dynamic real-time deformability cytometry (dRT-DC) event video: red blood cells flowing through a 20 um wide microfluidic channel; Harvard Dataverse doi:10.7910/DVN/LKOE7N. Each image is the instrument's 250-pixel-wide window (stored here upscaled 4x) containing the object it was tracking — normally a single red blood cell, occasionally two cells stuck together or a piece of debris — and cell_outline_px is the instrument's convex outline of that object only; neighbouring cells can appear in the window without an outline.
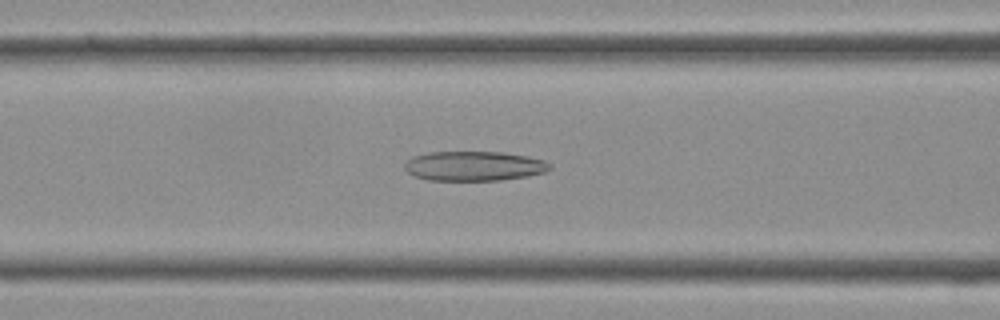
{"species": "Egyptian fruit bat (a non-hibernating species)", "species_latin": "Rousettus aegyptiacus", "temperature_condition": "cold", "stored_images_in_passage": 40, "camera_frame_rate_fps": 3000, "um_per_image_px": 0.085, "frame": {"image": 1, "passage_image": 16, "time_ms": 5.0, "image_size_px": [1000, 320], "cell_outline_px": [[552, 168], [544, 172], [528, 176], [500, 180], [428, 180], [416, 176], [408, 172], [404, 168], [404, 164], [412, 156], [428, 152], [504, 152], [528, 156], [544, 160], [552, 164]], "centroid_in_image_um": [40.31, 14.1], "position_along_channel_um": 126.3, "area_um2": 25.14}}
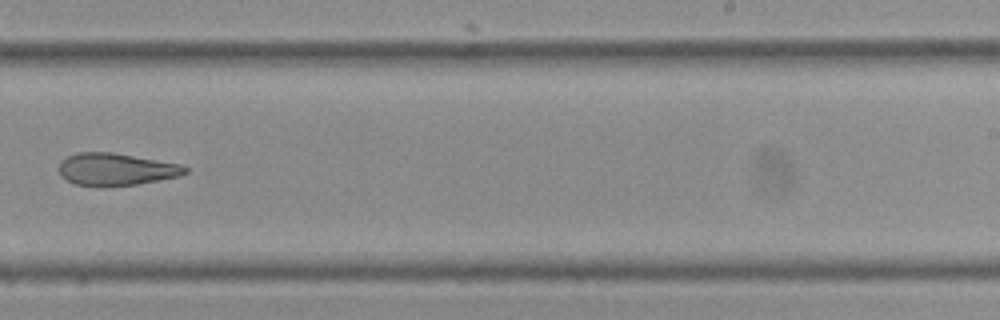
{"frame": {"image": 2, "passage_image": 25, "time_ms": 8.0, "image_size_px": [1000, 320], "cell_outline_px": [[188, 172], [180, 176], [136, 184], [76, 184], [68, 180], [60, 172], [60, 160], [76, 152], [112, 152], [180, 164], [188, 168]], "centroid_in_image_um": [9.9, 14.35], "position_along_channel_um": 279.1, "area_um2": 22.95}}
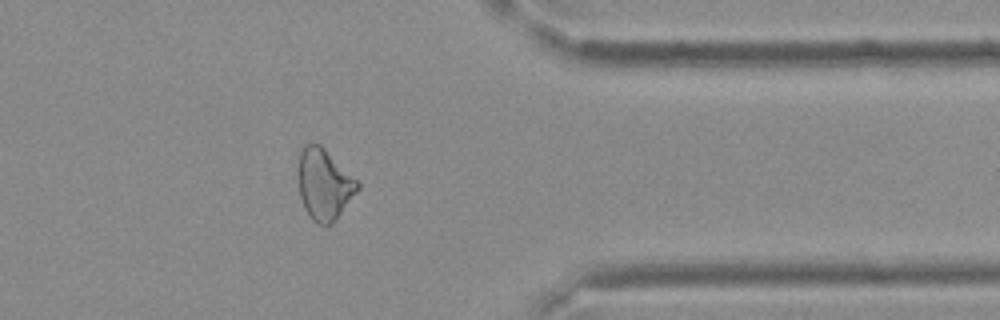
{"frame": {"image": 3, "passage_image": 32, "time_ms": 10.333, "image_size_px": [1000, 320], "cell_outline_px": [[360, 188], [336, 220], [332, 224], [316, 224], [312, 220], [304, 208], [300, 196], [300, 152], [304, 144], [320, 144], [360, 184]], "centroid_in_image_um": [27.57, 15.71], "position_along_channel_um": 383.8, "area_um2": 23.99}}